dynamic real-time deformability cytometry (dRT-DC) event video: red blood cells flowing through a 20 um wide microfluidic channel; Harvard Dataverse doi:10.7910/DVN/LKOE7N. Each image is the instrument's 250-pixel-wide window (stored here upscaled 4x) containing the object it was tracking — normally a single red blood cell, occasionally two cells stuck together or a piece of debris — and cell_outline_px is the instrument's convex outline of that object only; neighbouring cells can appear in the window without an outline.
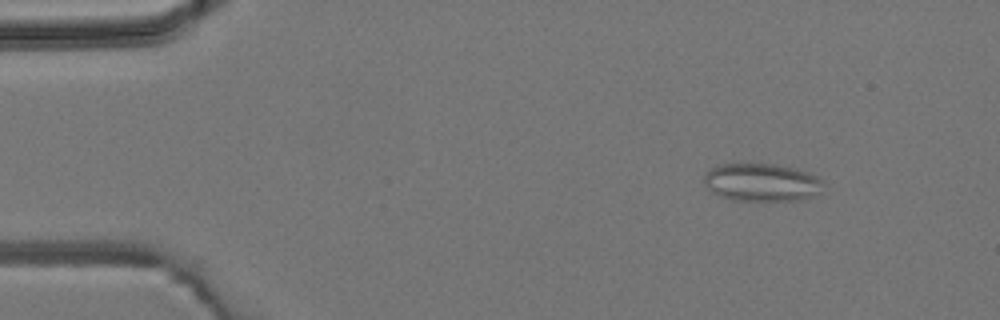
{"species": "common noctule bat (a hibernating species)", "species_latin": "Nyctalus noctula", "temperature_condition": "room temperature", "stored_images_in_passage": 3, "camera_frame_rate_fps": 3000, "um_per_image_px": 0.085, "animal": {"sex": "male", "body_mass_g": 19.2, "forearm_length_mm": 51.8}, "frame": {"image": 1, "passage_image": 1, "time_ms": 0.0, "image_size_px": [1000, 320], "cell_outline_px": [[820, 192], [812, 196], [800, 200], [732, 200], [720, 196], [712, 192], [704, 184], [704, 176], [708, 168], [720, 164], [776, 164], [796, 168], [808, 172], [816, 176], [820, 180]], "centroid_in_image_um": [64.69, 15.49], "position_along_channel_um": 20.3, "area_um2": 26.24}}